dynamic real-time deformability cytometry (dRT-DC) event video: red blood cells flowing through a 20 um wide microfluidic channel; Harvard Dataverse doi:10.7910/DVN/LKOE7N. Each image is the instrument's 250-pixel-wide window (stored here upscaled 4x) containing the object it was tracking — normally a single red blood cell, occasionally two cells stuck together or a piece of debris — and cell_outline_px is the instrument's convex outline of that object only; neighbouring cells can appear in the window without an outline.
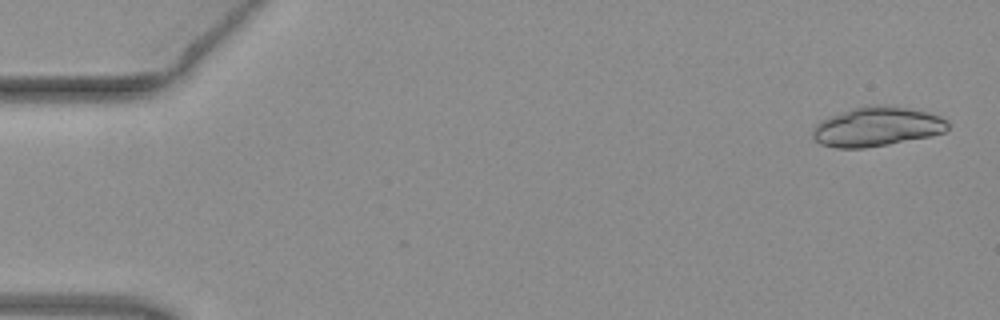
{"species": "common noctule bat (a hibernating species)", "species_latin": "Nyctalus noctula", "temperature_condition": "warm", "stored_images_in_passage": 50, "segment_of_instrument_passage": [1, 2], "camera_frame_rate_fps": 3000, "um_per_image_px": 0.085, "animal": {"sex": "female", "body_mass_g": 19.3, "forearm_length_mm": 54.1}, "frame": {"image": 1, "passage_image": 1, "time_ms": 0.0, "image_size_px": [1000, 320], "cell_outline_px": [[948, 128], [944, 132], [928, 136], [888, 144], [864, 148], [836, 148], [820, 144], [812, 136], [812, 132], [816, 124], [820, 120], [828, 116], [852, 108], [868, 104], [888, 104], [912, 108], [928, 112], [940, 116], [948, 120]], "centroid_in_image_um": [74.52, 10.74], "position_along_channel_um": 10.5, "area_um2": 31.39}}
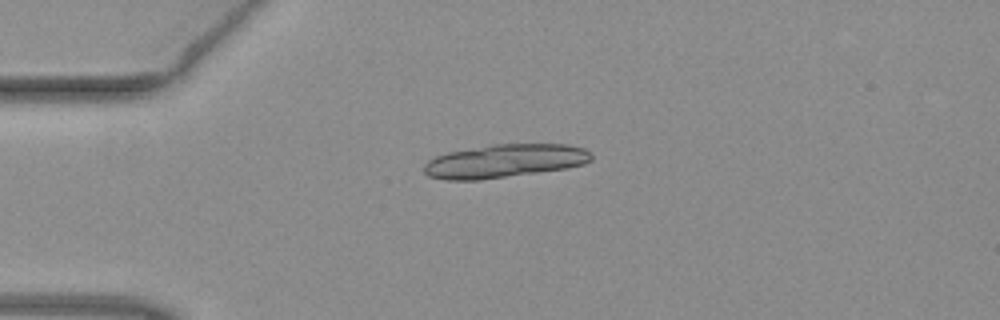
{"frame": {"image": 2, "passage_image": 12, "time_ms": 3.667, "image_size_px": [1000, 320], "cell_outline_px": [[592, 160], [584, 164], [568, 168], [480, 180], [444, 180], [428, 176], [424, 172], [424, 164], [428, 160], [436, 156], [448, 152], [492, 144], [568, 144], [584, 148], [592, 152]], "centroid_in_image_um": [42.91, 13.68], "position_along_channel_um": 42.1, "area_um2": 32.77}}